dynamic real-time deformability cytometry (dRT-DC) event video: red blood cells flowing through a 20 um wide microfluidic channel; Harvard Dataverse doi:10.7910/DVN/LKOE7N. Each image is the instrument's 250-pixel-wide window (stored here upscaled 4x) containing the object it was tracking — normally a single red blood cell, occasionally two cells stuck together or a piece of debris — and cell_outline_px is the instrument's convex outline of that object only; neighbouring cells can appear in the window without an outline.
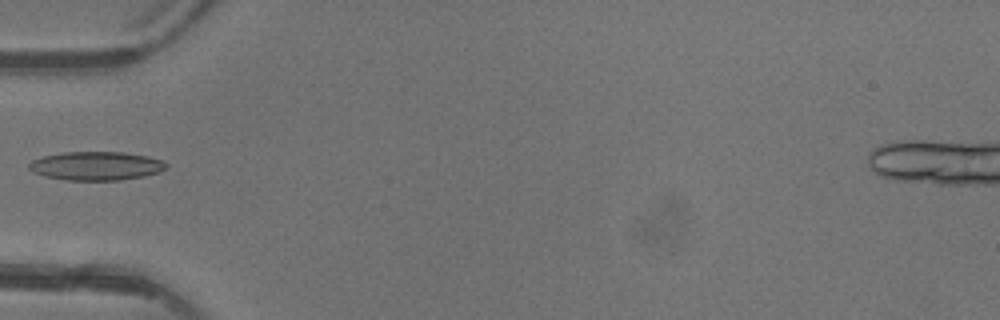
{"species": "common noctule bat (a hibernating species)", "species_latin": "Nyctalus noctula", "temperature_condition": "warm", "stored_images_in_passage": 5, "camera_frame_rate_fps": 3000, "um_per_image_px": 0.085, "animal": {"sex": "female"}, "frame": {"image": 1, "passage_image": 5, "time_ms": 5.333, "image_size_px": [1000, 320], "cell_outline_px": [[168, 164], [160, 172], [144, 176], [120, 180], [68, 180], [44, 176], [32, 172], [28, 168], [28, 164], [32, 160], [44, 156], [60, 152], [124, 152], [148, 156], [164, 160]], "centroid_in_image_um": [8.17, 14.09], "position_along_channel_um": 76.8, "area_um2": 23.06}}